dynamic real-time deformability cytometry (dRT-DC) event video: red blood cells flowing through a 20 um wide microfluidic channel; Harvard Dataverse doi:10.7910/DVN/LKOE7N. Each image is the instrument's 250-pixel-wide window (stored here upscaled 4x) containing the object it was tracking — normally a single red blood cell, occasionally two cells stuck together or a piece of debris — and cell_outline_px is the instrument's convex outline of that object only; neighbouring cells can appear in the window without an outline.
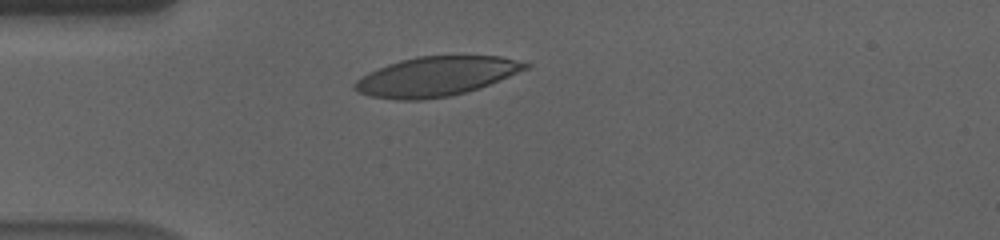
{"species": "human", "species_latin": "Homo sapiens", "temperature_condition": "cold", "stored_images_in_passage": 34, "camera_frame_rate_fps": 3000, "um_per_image_px": 0.085, "donor": {"sex": "male"}, "frame": {"image": 1, "passage_image": 1, "time_ms": 0.0, "image_size_px": [1000, 240], "cell_outline_px": [[532, 64], [528, 68], [480, 88], [448, 96], [424, 100], [396, 100], [372, 96], [360, 92], [352, 88], [352, 84], [356, 80], [368, 72], [388, 64], [400, 60], [416, 56], [500, 56]], "centroid_in_image_um": [37.04, 6.49], "position_along_channel_um": 48.0, "area_um2": 39.07}}
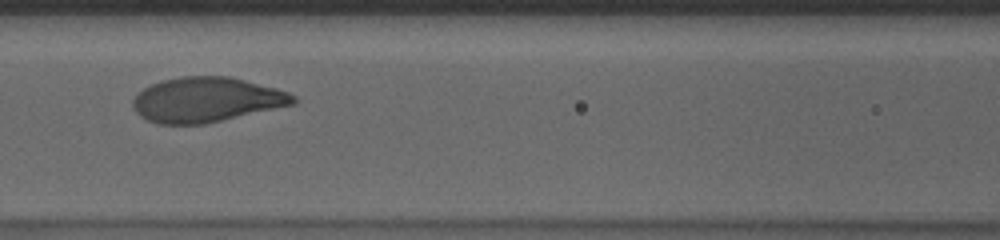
{"frame": {"image": 2, "passage_image": 11, "time_ms": 3.333, "image_size_px": [1000, 240], "cell_outline_px": [[296, 104], [204, 124], [156, 124], [140, 116], [132, 108], [132, 100], [144, 88], [152, 84], [164, 80], [180, 76], [228, 76], [276, 88], [288, 92], [296, 96]], "centroid_in_image_um": [17.55, 8.48], "position_along_channel_um": 149.1, "area_um2": 41.85}}
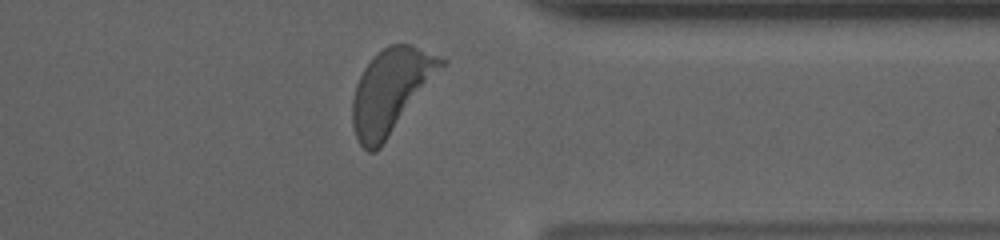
{"frame": {"image": 3, "passage_image": 31, "time_ms": 10.0, "image_size_px": [1000, 240], "cell_outline_px": [[448, 60], [380, 148], [376, 152], [368, 152], [360, 144], [356, 136], [352, 124], [352, 100], [356, 84], [364, 68], [388, 44], [412, 44], [440, 56]], "centroid_in_image_um": [33.21, 7.73], "position_along_channel_um": 378.2, "area_um2": 42.71}, "authors_computed_cell_mechanics": {"area_um2": 41.8472, "velocity_mm_per_s": 3.5234, "shape_relaxation_time_tau1_ms": 2.8626, "shape_relaxation_time_tau2_ms": null, "deformation_change_tau1": 0.1754, "deformation_change_tau2": null}}